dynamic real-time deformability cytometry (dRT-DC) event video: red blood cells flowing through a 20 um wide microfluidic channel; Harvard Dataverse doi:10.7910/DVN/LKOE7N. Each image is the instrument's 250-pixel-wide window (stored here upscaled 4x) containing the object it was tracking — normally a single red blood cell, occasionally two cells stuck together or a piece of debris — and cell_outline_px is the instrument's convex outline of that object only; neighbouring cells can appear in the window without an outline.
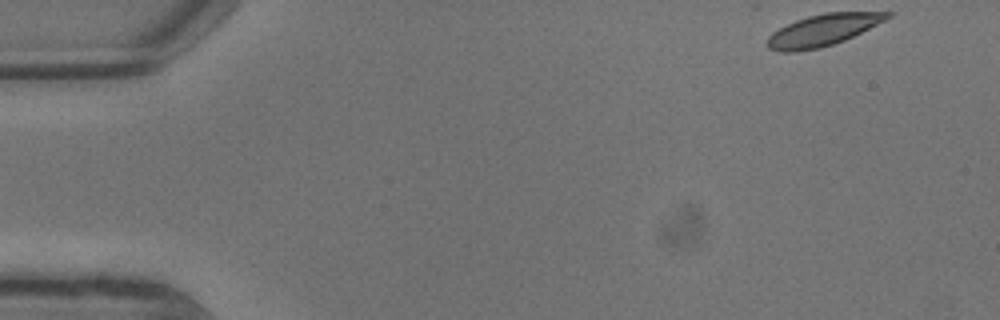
{"species": "common noctule bat (a hibernating species)", "species_latin": "Nyctalus noctula", "temperature_condition": "warm", "stored_images_in_passage": 8, "camera_frame_rate_fps": 3000, "um_per_image_px": 0.085, "animal": {"sex": "male", "body_mass_g": 13.3}, "frame": {"image": 1, "passage_image": 1, "time_ms": 0.0, "image_size_px": [1000, 320], "cell_outline_px": [[892, 16], [844, 40], [820, 48], [796, 52], [780, 52], [768, 48], [764, 44], [768, 36], [772, 32], [796, 20], [808, 16], [824, 12], [892, 12]], "centroid_in_image_um": [69.86, 2.57], "position_along_channel_um": 15.1, "area_um2": 21.96}}
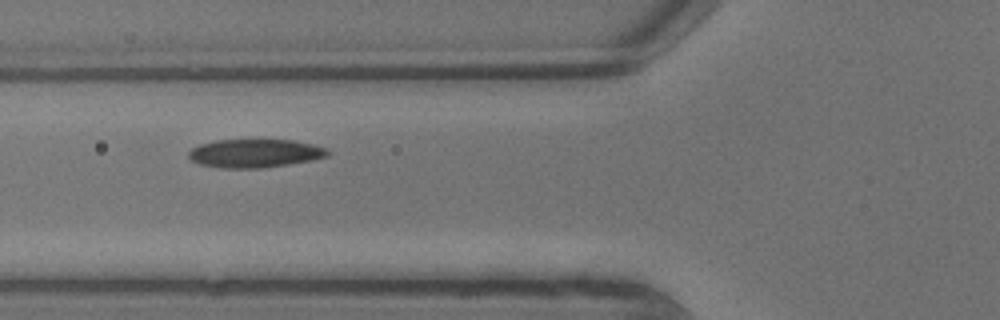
{"frame": {"image": 2, "passage_image": 7, "time_ms": 2.0, "image_size_px": [1000, 320], "cell_outline_px": [[332, 152], [328, 156], [312, 160], [264, 168], [220, 168], [200, 164], [192, 160], [188, 156], [188, 152], [192, 148], [200, 144], [216, 140], [292, 140], [312, 144], [328, 148]], "centroid_in_image_um": [21.69, 13.03], "position_along_channel_um": 104.1, "area_um2": 23.12}}
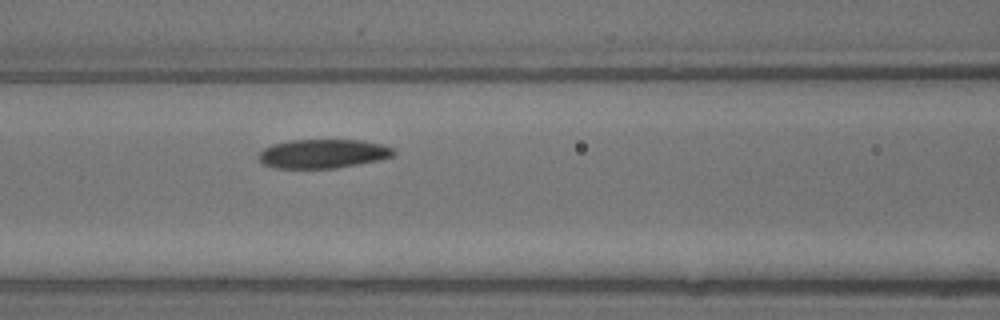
{"frame": {"image": 3, "passage_image": 8, "time_ms": 2.333, "image_size_px": [1000, 320], "cell_outline_px": [[396, 152], [392, 156], [380, 160], [336, 168], [272, 168], [264, 164], [260, 160], [260, 152], [264, 148], [272, 144], [292, 140], [364, 140], [380, 144], [392, 148]], "centroid_in_image_um": [27.46, 13.06], "position_along_channel_um": 139.1, "area_um2": 22.72}}